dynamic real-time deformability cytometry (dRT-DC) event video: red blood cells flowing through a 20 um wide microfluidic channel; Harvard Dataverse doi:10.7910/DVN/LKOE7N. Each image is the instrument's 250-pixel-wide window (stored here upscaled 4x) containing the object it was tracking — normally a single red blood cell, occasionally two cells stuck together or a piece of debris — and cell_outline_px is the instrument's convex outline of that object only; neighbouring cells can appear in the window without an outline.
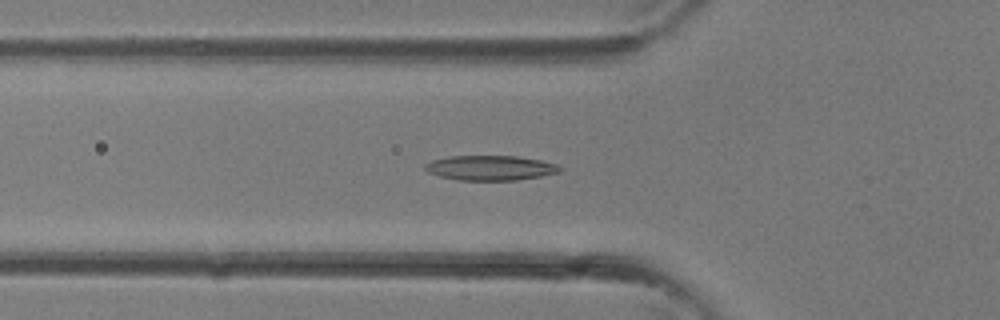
{"species": "common noctule bat (a hibernating species)", "species_latin": "Nyctalus noctula", "temperature_condition": "room temperature", "stored_images_in_passage": 34, "camera_frame_rate_fps": 3000, "um_per_image_px": 0.085, "animal": {"sex": "female"}, "frame": {"image": 1, "passage_image": 11, "time_ms": 3.333, "image_size_px": [1000, 320], "cell_outline_px": [[564, 168], [560, 172], [540, 176], [516, 180], [460, 180], [440, 176], [428, 172], [424, 168], [424, 164], [432, 160], [448, 156], [516, 156], [540, 160], [556, 164]], "centroid_in_image_um": [41.68, 14.26], "position_along_channel_um": 84.1, "area_um2": 19.48}}
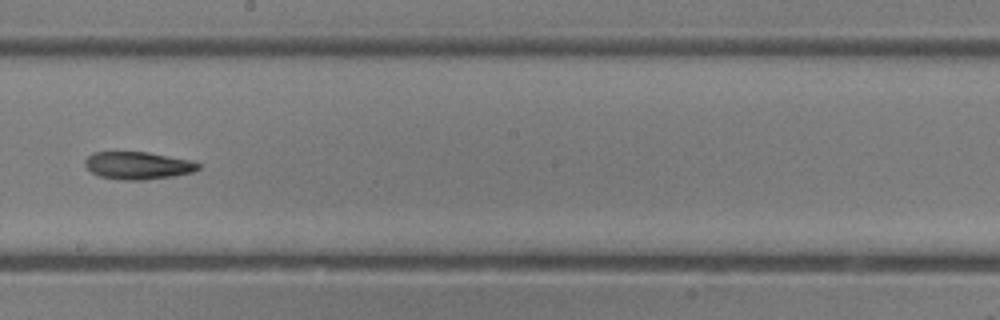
{"frame": {"image": 2, "passage_image": 19, "time_ms": 6.0, "image_size_px": [1000, 320], "cell_outline_px": [[200, 168], [192, 172], [172, 176], [144, 180], [124, 180], [100, 176], [92, 172], [84, 164], [84, 160], [92, 152], [148, 152], [188, 160], [200, 164]], "centroid_in_image_um": [11.69, 14.06], "position_along_channel_um": 236.5, "area_um2": 17.98}}
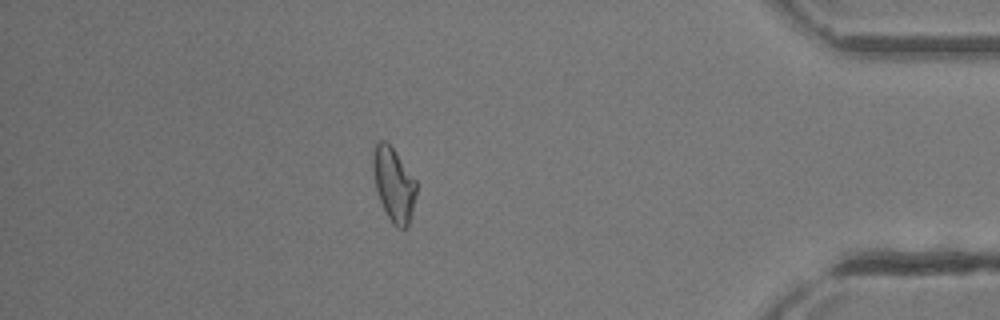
{"frame": {"image": 3, "passage_image": 30, "time_ms": 9.667, "image_size_px": [1000, 320], "cell_outline_px": [[416, 196], [408, 224], [404, 228], [400, 228], [392, 224], [380, 200], [376, 188], [372, 172], [372, 148], [376, 140], [384, 140], [392, 148], [416, 180]], "centroid_in_image_um": [33.43, 15.62], "position_along_channel_um": 401.8, "area_um2": 18.5}}